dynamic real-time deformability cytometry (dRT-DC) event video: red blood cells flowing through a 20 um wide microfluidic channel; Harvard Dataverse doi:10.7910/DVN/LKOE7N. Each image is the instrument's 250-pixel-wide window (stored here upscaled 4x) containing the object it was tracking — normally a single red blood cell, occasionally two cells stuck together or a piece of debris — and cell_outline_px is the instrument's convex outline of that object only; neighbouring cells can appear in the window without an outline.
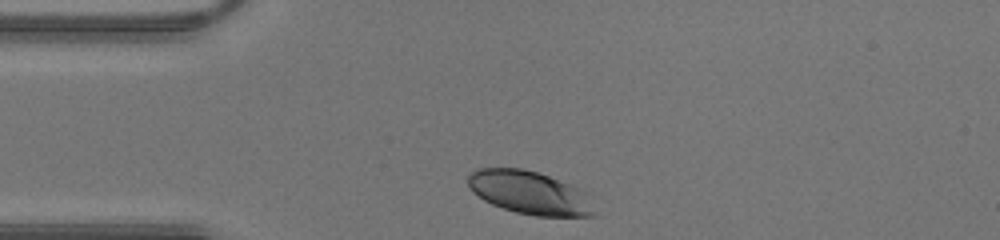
{"species": "human", "species_latin": "Homo sapiens", "temperature_condition": "warm", "stored_images_in_passage": 25, "camera_frame_rate_fps": 3000, "um_per_image_px": 0.085, "donor": {"sex": "male"}, "frame": {"image": 1, "passage_image": 1, "time_ms": 0.0, "image_size_px": [1000, 240], "cell_outline_px": [[596, 216], [536, 216], [516, 212], [492, 204], [484, 200], [472, 192], [468, 184], [468, 176], [472, 172], [480, 168], [524, 168], [548, 176], [580, 188], [584, 192]], "centroid_in_image_um": [44.98, 16.37], "position_along_channel_um": 40.0, "area_um2": 31.39}}
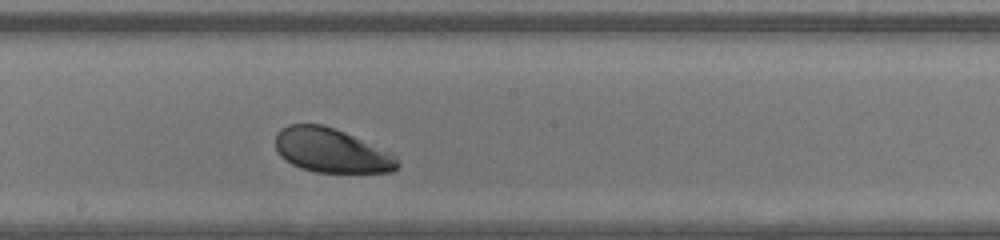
{"frame": {"image": 2, "passage_image": 14, "time_ms": 4.333, "image_size_px": [1000, 240], "cell_outline_px": [[400, 164], [392, 172], [316, 172], [300, 168], [284, 160], [280, 156], [276, 148], [276, 132], [280, 128], [288, 124], [320, 124], [344, 132], [396, 156]], "centroid_in_image_um": [28.1, 12.8], "position_along_channel_um": 220.1, "area_um2": 31.1}}
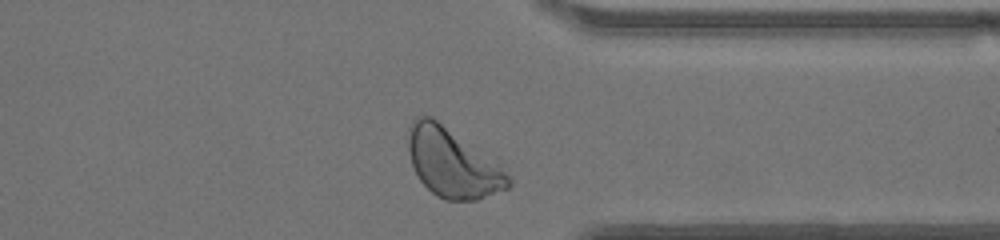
{"frame": {"image": 3, "passage_image": 24, "time_ms": 7.667, "image_size_px": [1000, 240], "cell_outline_px": [[512, 184], [508, 188], [476, 200], [444, 200], [436, 196], [420, 180], [412, 164], [408, 152], [408, 128], [412, 120], [416, 116], [432, 116], [500, 168], [512, 180]], "centroid_in_image_um": [38.38, 13.87], "position_along_channel_um": 373.0, "area_um2": 38.9}}